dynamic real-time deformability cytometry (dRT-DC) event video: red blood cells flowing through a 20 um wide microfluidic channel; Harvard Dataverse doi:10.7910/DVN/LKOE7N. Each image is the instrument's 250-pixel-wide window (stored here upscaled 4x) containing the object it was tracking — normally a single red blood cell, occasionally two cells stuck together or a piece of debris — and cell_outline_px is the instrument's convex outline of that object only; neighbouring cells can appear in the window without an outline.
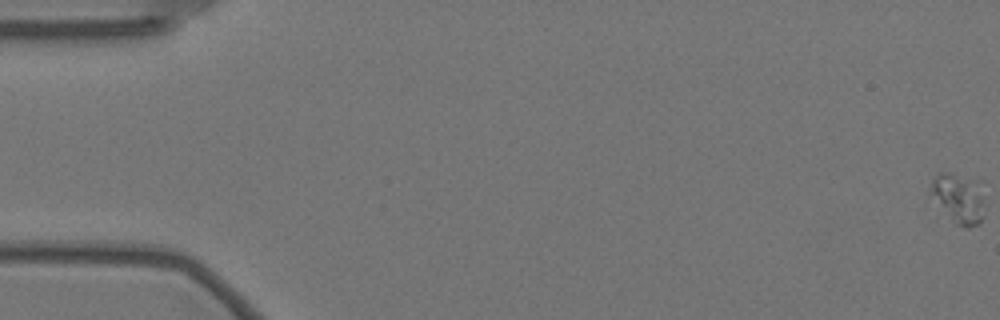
{"species": "Egyptian fruit bat (a non-hibernating species)", "species_latin": "Rousettus aegyptiacus", "temperature_condition": "warm", "stored_images_in_passage": 60, "camera_frame_rate_fps": 3000, "um_per_image_px": 0.085, "animal": {"sex": "female"}, "frame": {"image": 1, "passage_image": 1, "time_ms": 0.0, "image_size_px": [1000, 320], "cell_outline_px": [[980, 224], [968, 228], [956, 224], [932, 192], [932, 180], [940, 172], [948, 172], [976, 180], [980, 200]], "centroid_in_image_um": [81.46, 16.83], "position_along_channel_um": 3.5, "area_um2": 14.05}}
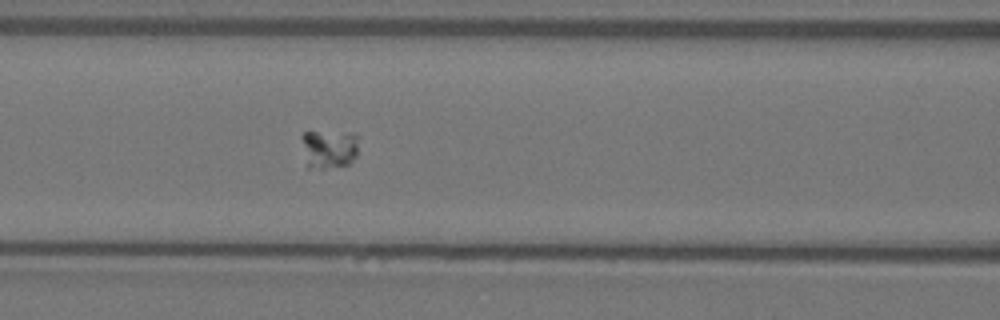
{"frame": {"image": 2, "passage_image": 26, "time_ms": 8.333, "image_size_px": [1000, 320], "cell_outline_px": [[360, 136], [356, 156], [348, 164], [324, 168], [308, 168], [300, 136], [304, 132], [316, 132]], "centroid_in_image_um": [27.95, 12.67], "position_along_channel_um": 138.7, "area_um2": 12.54}}
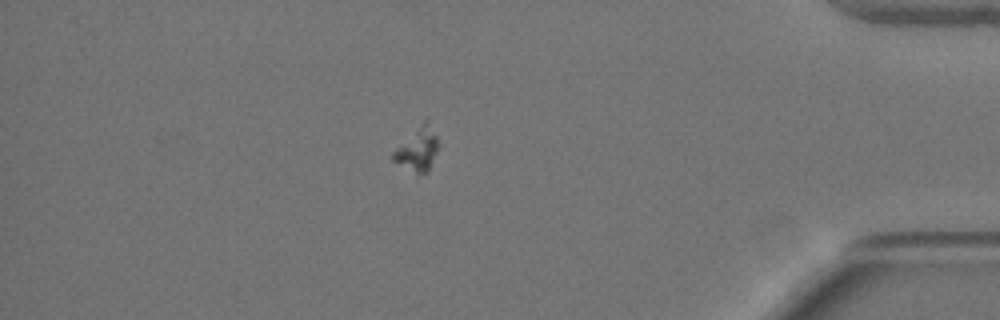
{"frame": {"image": 3, "passage_image": 52, "time_ms": 17.0, "image_size_px": [1000, 320], "cell_outline_px": [[440, 148], [428, 172], [416, 176], [392, 160], [392, 152], [428, 116], [440, 144]], "centroid_in_image_um": [35.54, 12.71], "position_along_channel_um": 399.7, "area_um2": 11.96}}